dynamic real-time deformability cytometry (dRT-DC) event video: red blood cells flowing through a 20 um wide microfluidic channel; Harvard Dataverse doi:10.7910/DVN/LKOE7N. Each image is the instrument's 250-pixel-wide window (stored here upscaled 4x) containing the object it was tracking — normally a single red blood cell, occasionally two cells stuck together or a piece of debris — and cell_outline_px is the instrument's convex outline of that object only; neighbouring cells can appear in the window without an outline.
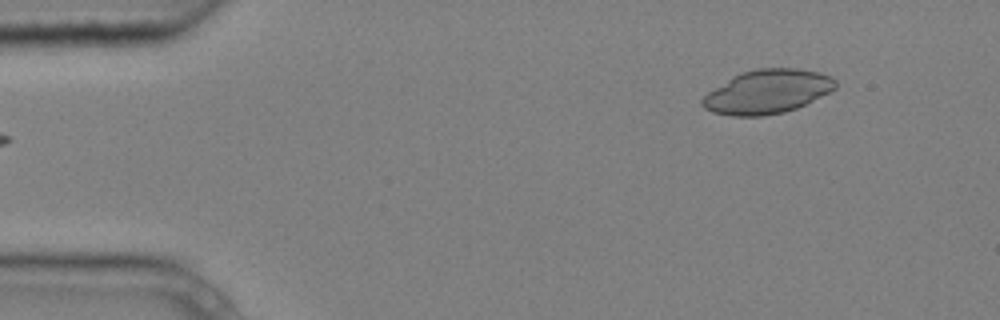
{"species": "common noctule bat (a hibernating species)", "species_latin": "Nyctalus noctula", "temperature_condition": "cold", "stored_images_in_passage": 2, "camera_frame_rate_fps": 3000, "um_per_image_px": 0.085, "animal": {"sex": "male", "body_mass_g": 20.4}, "frame": {"image": 1, "passage_image": 2, "time_ms": 0.333, "image_size_px": [1000, 320], "cell_outline_px": [[836, 88], [796, 108], [784, 112], [760, 116], [732, 116], [712, 112], [704, 108], [700, 104], [700, 100], [708, 92], [740, 72], [756, 68], [796, 68], [820, 72], [832, 76], [836, 80]], "centroid_in_image_um": [65.2, 7.78], "position_along_channel_um": 19.8, "area_um2": 33.93}}